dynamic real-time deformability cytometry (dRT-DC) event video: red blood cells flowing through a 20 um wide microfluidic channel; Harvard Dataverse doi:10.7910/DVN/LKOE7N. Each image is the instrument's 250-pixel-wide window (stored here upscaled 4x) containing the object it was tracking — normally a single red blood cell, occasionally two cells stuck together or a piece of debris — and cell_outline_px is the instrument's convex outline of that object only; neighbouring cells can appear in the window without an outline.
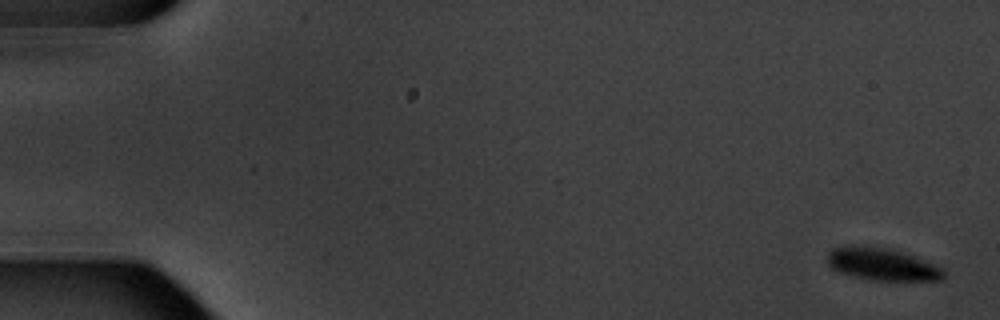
{"species": "common noctule bat (a hibernating species)", "species_latin": "Nyctalus noctula", "temperature_condition": "warm", "stored_images_in_passage": 9, "camera_frame_rate_fps": 3000, "um_per_image_px": 0.085, "animal": {"sex": "male", "body_mass_g": 20.1, "forearm_length_mm": 53.5}, "frame": {"image": 1, "passage_image": 1, "time_ms": 0.0, "image_size_px": [1000, 320], "cell_outline_px": [[944, 276], [940, 280], [868, 280], [852, 276], [840, 272], [832, 268], [828, 264], [828, 252], [832, 248], [848, 244], [868, 244], [892, 248], [932, 264], [940, 268], [944, 272]], "centroid_in_image_um": [74.87, 22.42], "position_along_channel_um": 10.1, "area_um2": 22.14}}
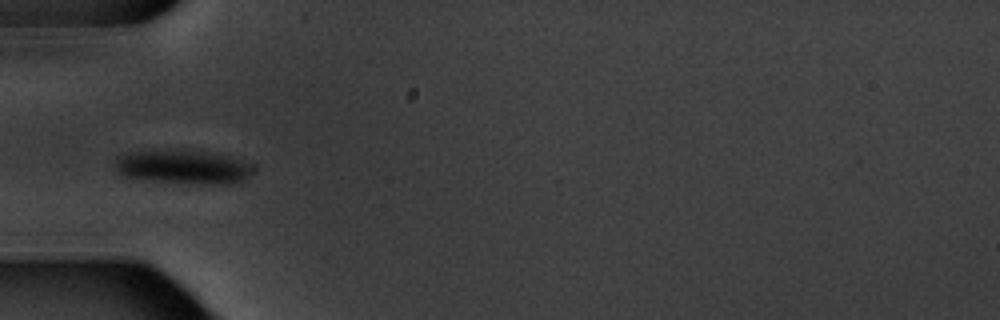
{"frame": {"image": 2, "passage_image": 6, "time_ms": 6.0, "image_size_px": [1000, 320], "cell_outline_px": [[252, 172], [240, 180], [224, 184], [204, 184], [156, 180], [124, 176], [116, 172], [116, 160], [120, 156], [132, 152], [204, 152], [224, 156], [240, 160]], "centroid_in_image_um": [15.49, 14.22], "position_along_channel_um": 69.5, "area_um2": 25.32}}